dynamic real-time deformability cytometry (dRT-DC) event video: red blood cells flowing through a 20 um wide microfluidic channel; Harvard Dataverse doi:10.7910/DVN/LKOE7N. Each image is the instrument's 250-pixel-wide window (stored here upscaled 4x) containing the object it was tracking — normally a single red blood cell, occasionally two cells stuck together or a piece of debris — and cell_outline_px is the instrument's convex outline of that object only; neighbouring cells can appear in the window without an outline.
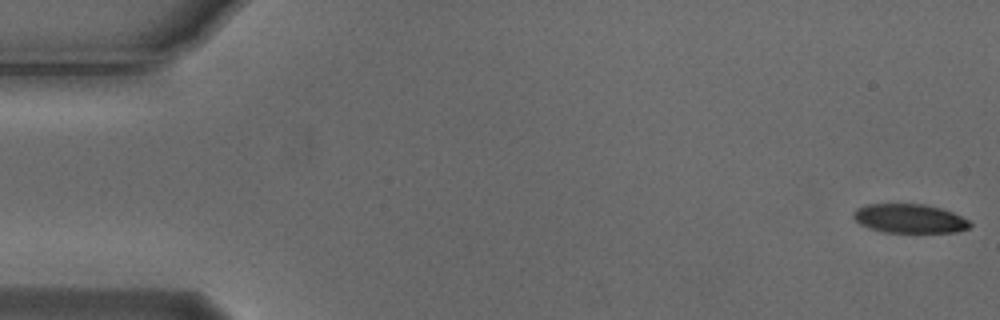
{"species": "Egyptian fruit bat (a non-hibernating species)", "species_latin": "Rousettus aegyptiacus", "temperature_condition": "cold", "stored_images_in_passage": 5, "camera_frame_rate_fps": 3000, "um_per_image_px": 0.085, "animal": {"sex": "male"}, "frame": {"image": 1, "passage_image": 1, "time_ms": 0.0, "image_size_px": [1000, 320], "cell_outline_px": [[972, 224], [968, 228], [956, 232], [884, 232], [860, 224], [852, 216], [852, 212], [856, 208], [864, 204], [924, 204], [940, 208], [952, 212], [968, 220]], "centroid_in_image_um": [77.28, 18.56], "position_along_channel_um": 7.7, "area_um2": 19.59}}
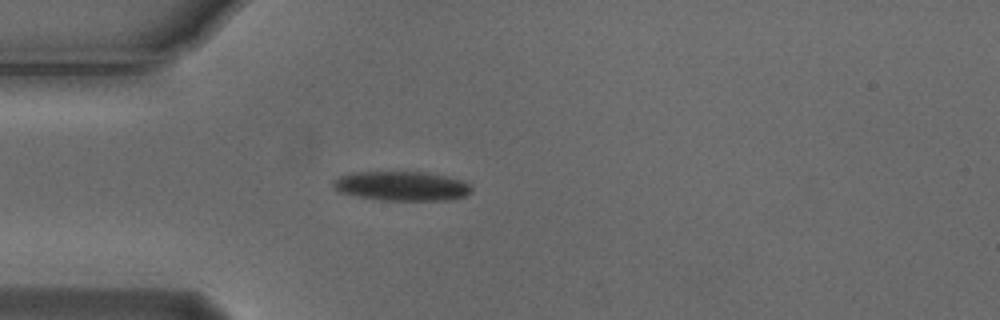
{"frame": {"image": 2, "passage_image": 5, "time_ms": 1.333, "image_size_px": [1000, 320], "cell_outline_px": [[472, 192], [464, 196], [448, 200], [384, 200], [360, 196], [340, 192], [332, 184], [332, 180], [340, 176], [352, 172], [428, 172], [448, 176], [460, 180], [468, 184], [472, 188]], "centroid_in_image_um": [34.16, 15.8], "position_along_channel_um": 50.8, "area_um2": 23.52}}